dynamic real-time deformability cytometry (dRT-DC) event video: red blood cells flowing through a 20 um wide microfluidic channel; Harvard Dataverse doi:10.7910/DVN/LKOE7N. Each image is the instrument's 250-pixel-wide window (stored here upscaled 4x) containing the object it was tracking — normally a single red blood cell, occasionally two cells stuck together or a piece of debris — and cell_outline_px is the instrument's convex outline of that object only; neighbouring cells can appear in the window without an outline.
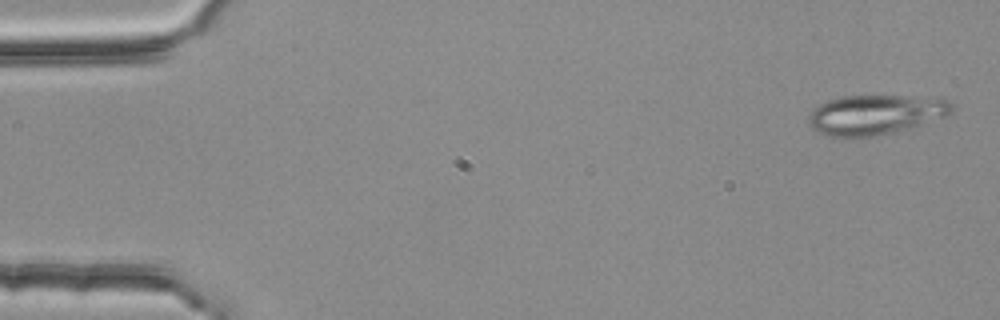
{"species": "common noctule bat (a hibernating species)", "species_latin": "Nyctalus noctula", "temperature_condition": "room temperature", "stored_images_in_passage": 3, "camera_frame_rate_fps": 3000, "um_per_image_px": 0.085, "animal": {"sex": "female", "body_mass_g": 25.1}, "frame": {"image": 1, "passage_image": 1, "time_ms": 0.0, "image_size_px": [1000, 320], "cell_outline_px": [[956, 108], [952, 112], [944, 116], [908, 128], [860, 140], [824, 136], [812, 128], [808, 124], [808, 116], [812, 108], [828, 100], [840, 96], [944, 96]], "centroid_in_image_um": [74.38, 9.76], "position_along_channel_um": 10.6, "area_um2": 34.22}}